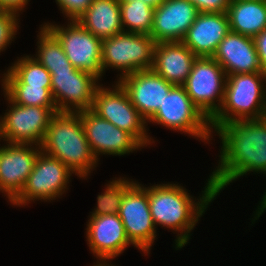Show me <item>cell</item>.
Here are the masks:
<instances>
[{
	"mask_svg": "<svg viewBox=\"0 0 266 266\" xmlns=\"http://www.w3.org/2000/svg\"><path fill=\"white\" fill-rule=\"evenodd\" d=\"M212 132L219 135L222 144L219 164L210 176L217 195L250 172L266 174V117L234 120Z\"/></svg>",
	"mask_w": 266,
	"mask_h": 266,
	"instance_id": "6da1fadb",
	"label": "cell"
},
{
	"mask_svg": "<svg viewBox=\"0 0 266 266\" xmlns=\"http://www.w3.org/2000/svg\"><path fill=\"white\" fill-rule=\"evenodd\" d=\"M207 181L202 196L197 198V202L185 187L178 185L179 183L144 187L148 193L149 209L155 227L159 225L164 229L175 231L176 234L180 233L175 239L176 250L189 243L191 231L206 212L208 205L216 199L217 194L210 175Z\"/></svg>",
	"mask_w": 266,
	"mask_h": 266,
	"instance_id": "7a4b0ae2",
	"label": "cell"
},
{
	"mask_svg": "<svg viewBox=\"0 0 266 266\" xmlns=\"http://www.w3.org/2000/svg\"><path fill=\"white\" fill-rule=\"evenodd\" d=\"M40 148L41 152L60 160L80 178L86 179L99 162L87 141L80 112H56Z\"/></svg>",
	"mask_w": 266,
	"mask_h": 266,
	"instance_id": "3957f363",
	"label": "cell"
},
{
	"mask_svg": "<svg viewBox=\"0 0 266 266\" xmlns=\"http://www.w3.org/2000/svg\"><path fill=\"white\" fill-rule=\"evenodd\" d=\"M264 117H266V75L262 72L228 75L223 104L210 119L211 130L234 120Z\"/></svg>",
	"mask_w": 266,
	"mask_h": 266,
	"instance_id": "277c9868",
	"label": "cell"
},
{
	"mask_svg": "<svg viewBox=\"0 0 266 266\" xmlns=\"http://www.w3.org/2000/svg\"><path fill=\"white\" fill-rule=\"evenodd\" d=\"M156 41L150 34L122 32L102 40V70L118 69L120 77L152 69Z\"/></svg>",
	"mask_w": 266,
	"mask_h": 266,
	"instance_id": "5b68a950",
	"label": "cell"
},
{
	"mask_svg": "<svg viewBox=\"0 0 266 266\" xmlns=\"http://www.w3.org/2000/svg\"><path fill=\"white\" fill-rule=\"evenodd\" d=\"M167 129L190 134L202 142L212 140L210 120L192 102L183 85H174L157 112L147 121ZM212 134V135H211Z\"/></svg>",
	"mask_w": 266,
	"mask_h": 266,
	"instance_id": "8992f818",
	"label": "cell"
},
{
	"mask_svg": "<svg viewBox=\"0 0 266 266\" xmlns=\"http://www.w3.org/2000/svg\"><path fill=\"white\" fill-rule=\"evenodd\" d=\"M112 88L100 85L96 89L90 110L132 135L143 147L154 143L153 138L147 135V121L131 103L126 91L117 81Z\"/></svg>",
	"mask_w": 266,
	"mask_h": 266,
	"instance_id": "52a82bcc",
	"label": "cell"
},
{
	"mask_svg": "<svg viewBox=\"0 0 266 266\" xmlns=\"http://www.w3.org/2000/svg\"><path fill=\"white\" fill-rule=\"evenodd\" d=\"M72 174L60 160L40 152L22 191L10 203L21 207L36 200H56L67 191Z\"/></svg>",
	"mask_w": 266,
	"mask_h": 266,
	"instance_id": "ba28073f",
	"label": "cell"
},
{
	"mask_svg": "<svg viewBox=\"0 0 266 266\" xmlns=\"http://www.w3.org/2000/svg\"><path fill=\"white\" fill-rule=\"evenodd\" d=\"M43 25L61 43L72 66L101 79L104 74L101 61L102 39L85 29L77 20L68 21L66 27L49 22Z\"/></svg>",
	"mask_w": 266,
	"mask_h": 266,
	"instance_id": "9c48e42d",
	"label": "cell"
},
{
	"mask_svg": "<svg viewBox=\"0 0 266 266\" xmlns=\"http://www.w3.org/2000/svg\"><path fill=\"white\" fill-rule=\"evenodd\" d=\"M226 77L213 57H197L183 85L192 102L209 120L223 104Z\"/></svg>",
	"mask_w": 266,
	"mask_h": 266,
	"instance_id": "30bf717a",
	"label": "cell"
},
{
	"mask_svg": "<svg viewBox=\"0 0 266 266\" xmlns=\"http://www.w3.org/2000/svg\"><path fill=\"white\" fill-rule=\"evenodd\" d=\"M4 96L9 109L0 117V140L40 146L57 108L19 105Z\"/></svg>",
	"mask_w": 266,
	"mask_h": 266,
	"instance_id": "8fae6325",
	"label": "cell"
},
{
	"mask_svg": "<svg viewBox=\"0 0 266 266\" xmlns=\"http://www.w3.org/2000/svg\"><path fill=\"white\" fill-rule=\"evenodd\" d=\"M118 215L130 243L148 256L157 237V229L149 209L147 190L138 181L125 192Z\"/></svg>",
	"mask_w": 266,
	"mask_h": 266,
	"instance_id": "7c38bea8",
	"label": "cell"
},
{
	"mask_svg": "<svg viewBox=\"0 0 266 266\" xmlns=\"http://www.w3.org/2000/svg\"><path fill=\"white\" fill-rule=\"evenodd\" d=\"M49 72L51 93L58 112L91 109L96 89L101 85L98 78L79 69Z\"/></svg>",
	"mask_w": 266,
	"mask_h": 266,
	"instance_id": "4fadbf2b",
	"label": "cell"
},
{
	"mask_svg": "<svg viewBox=\"0 0 266 266\" xmlns=\"http://www.w3.org/2000/svg\"><path fill=\"white\" fill-rule=\"evenodd\" d=\"M85 135L94 156H122L144 148L132 135L100 118L91 110L80 111Z\"/></svg>",
	"mask_w": 266,
	"mask_h": 266,
	"instance_id": "5bb4252c",
	"label": "cell"
},
{
	"mask_svg": "<svg viewBox=\"0 0 266 266\" xmlns=\"http://www.w3.org/2000/svg\"><path fill=\"white\" fill-rule=\"evenodd\" d=\"M6 144L0 146V191L11 202L22 191L41 148L34 144Z\"/></svg>",
	"mask_w": 266,
	"mask_h": 266,
	"instance_id": "9a60e30c",
	"label": "cell"
},
{
	"mask_svg": "<svg viewBox=\"0 0 266 266\" xmlns=\"http://www.w3.org/2000/svg\"><path fill=\"white\" fill-rule=\"evenodd\" d=\"M117 82L126 91L131 103L146 121L157 112L165 96L174 86L153 69L134 72Z\"/></svg>",
	"mask_w": 266,
	"mask_h": 266,
	"instance_id": "2e32d148",
	"label": "cell"
},
{
	"mask_svg": "<svg viewBox=\"0 0 266 266\" xmlns=\"http://www.w3.org/2000/svg\"><path fill=\"white\" fill-rule=\"evenodd\" d=\"M86 232L87 244L97 263H107L132 245L118 214L90 216Z\"/></svg>",
	"mask_w": 266,
	"mask_h": 266,
	"instance_id": "e0dca14e",
	"label": "cell"
},
{
	"mask_svg": "<svg viewBox=\"0 0 266 266\" xmlns=\"http://www.w3.org/2000/svg\"><path fill=\"white\" fill-rule=\"evenodd\" d=\"M199 13L189 0H164L154 8L150 36L156 43L183 41Z\"/></svg>",
	"mask_w": 266,
	"mask_h": 266,
	"instance_id": "ac0fdd59",
	"label": "cell"
},
{
	"mask_svg": "<svg viewBox=\"0 0 266 266\" xmlns=\"http://www.w3.org/2000/svg\"><path fill=\"white\" fill-rule=\"evenodd\" d=\"M229 32L227 12L199 13L182 42L197 57H213Z\"/></svg>",
	"mask_w": 266,
	"mask_h": 266,
	"instance_id": "d6986e66",
	"label": "cell"
},
{
	"mask_svg": "<svg viewBox=\"0 0 266 266\" xmlns=\"http://www.w3.org/2000/svg\"><path fill=\"white\" fill-rule=\"evenodd\" d=\"M213 58L226 76L262 72L253 38L239 33L230 31L219 43Z\"/></svg>",
	"mask_w": 266,
	"mask_h": 266,
	"instance_id": "ffe728a7",
	"label": "cell"
},
{
	"mask_svg": "<svg viewBox=\"0 0 266 266\" xmlns=\"http://www.w3.org/2000/svg\"><path fill=\"white\" fill-rule=\"evenodd\" d=\"M197 56L182 41L159 42L152 69L172 85H184Z\"/></svg>",
	"mask_w": 266,
	"mask_h": 266,
	"instance_id": "44dd1931",
	"label": "cell"
},
{
	"mask_svg": "<svg viewBox=\"0 0 266 266\" xmlns=\"http://www.w3.org/2000/svg\"><path fill=\"white\" fill-rule=\"evenodd\" d=\"M77 21L102 40L124 32L119 0H93Z\"/></svg>",
	"mask_w": 266,
	"mask_h": 266,
	"instance_id": "7402d4cb",
	"label": "cell"
},
{
	"mask_svg": "<svg viewBox=\"0 0 266 266\" xmlns=\"http://www.w3.org/2000/svg\"><path fill=\"white\" fill-rule=\"evenodd\" d=\"M227 15L230 31L254 38L266 28V1L231 0Z\"/></svg>",
	"mask_w": 266,
	"mask_h": 266,
	"instance_id": "603a6c76",
	"label": "cell"
},
{
	"mask_svg": "<svg viewBox=\"0 0 266 266\" xmlns=\"http://www.w3.org/2000/svg\"><path fill=\"white\" fill-rule=\"evenodd\" d=\"M1 84H29L51 87V73L40 64L34 55L18 58L3 74Z\"/></svg>",
	"mask_w": 266,
	"mask_h": 266,
	"instance_id": "cb8c5ba5",
	"label": "cell"
},
{
	"mask_svg": "<svg viewBox=\"0 0 266 266\" xmlns=\"http://www.w3.org/2000/svg\"><path fill=\"white\" fill-rule=\"evenodd\" d=\"M39 30L38 50L34 58L48 71L76 70L68 60L58 39L44 25H41Z\"/></svg>",
	"mask_w": 266,
	"mask_h": 266,
	"instance_id": "d4e9b609",
	"label": "cell"
},
{
	"mask_svg": "<svg viewBox=\"0 0 266 266\" xmlns=\"http://www.w3.org/2000/svg\"><path fill=\"white\" fill-rule=\"evenodd\" d=\"M153 13L154 8L141 0L120 2L123 31L128 33L151 34Z\"/></svg>",
	"mask_w": 266,
	"mask_h": 266,
	"instance_id": "484cf974",
	"label": "cell"
},
{
	"mask_svg": "<svg viewBox=\"0 0 266 266\" xmlns=\"http://www.w3.org/2000/svg\"><path fill=\"white\" fill-rule=\"evenodd\" d=\"M3 94L13 103L24 106L57 108L51 87L30 86L29 84H2Z\"/></svg>",
	"mask_w": 266,
	"mask_h": 266,
	"instance_id": "4316f807",
	"label": "cell"
},
{
	"mask_svg": "<svg viewBox=\"0 0 266 266\" xmlns=\"http://www.w3.org/2000/svg\"><path fill=\"white\" fill-rule=\"evenodd\" d=\"M109 181L106 188L97 195V206L90 216H101L107 214H118L125 192L136 182L128 178H115Z\"/></svg>",
	"mask_w": 266,
	"mask_h": 266,
	"instance_id": "83f0119b",
	"label": "cell"
},
{
	"mask_svg": "<svg viewBox=\"0 0 266 266\" xmlns=\"http://www.w3.org/2000/svg\"><path fill=\"white\" fill-rule=\"evenodd\" d=\"M19 15L13 12H5L0 17V53L9 46L17 35L19 29Z\"/></svg>",
	"mask_w": 266,
	"mask_h": 266,
	"instance_id": "f1b7e54d",
	"label": "cell"
},
{
	"mask_svg": "<svg viewBox=\"0 0 266 266\" xmlns=\"http://www.w3.org/2000/svg\"><path fill=\"white\" fill-rule=\"evenodd\" d=\"M55 2L66 18L74 21L86 11L93 0H55Z\"/></svg>",
	"mask_w": 266,
	"mask_h": 266,
	"instance_id": "f546056e",
	"label": "cell"
},
{
	"mask_svg": "<svg viewBox=\"0 0 266 266\" xmlns=\"http://www.w3.org/2000/svg\"><path fill=\"white\" fill-rule=\"evenodd\" d=\"M200 13L227 12L231 0H189Z\"/></svg>",
	"mask_w": 266,
	"mask_h": 266,
	"instance_id": "4dcf8cb0",
	"label": "cell"
},
{
	"mask_svg": "<svg viewBox=\"0 0 266 266\" xmlns=\"http://www.w3.org/2000/svg\"><path fill=\"white\" fill-rule=\"evenodd\" d=\"M253 40L259 57L262 73L266 75V28L257 34Z\"/></svg>",
	"mask_w": 266,
	"mask_h": 266,
	"instance_id": "1f68e13d",
	"label": "cell"
},
{
	"mask_svg": "<svg viewBox=\"0 0 266 266\" xmlns=\"http://www.w3.org/2000/svg\"><path fill=\"white\" fill-rule=\"evenodd\" d=\"M29 1L30 0H0V4L7 12L21 15L19 13L25 9L24 7H26Z\"/></svg>",
	"mask_w": 266,
	"mask_h": 266,
	"instance_id": "d6a6232c",
	"label": "cell"
},
{
	"mask_svg": "<svg viewBox=\"0 0 266 266\" xmlns=\"http://www.w3.org/2000/svg\"><path fill=\"white\" fill-rule=\"evenodd\" d=\"M266 175V174H265ZM260 206L258 205V209L256 210L254 219L252 220V223L255 222V220L259 219V217L262 215V213H264V211L266 210V192L264 193L261 201H260Z\"/></svg>",
	"mask_w": 266,
	"mask_h": 266,
	"instance_id": "836d02e7",
	"label": "cell"
},
{
	"mask_svg": "<svg viewBox=\"0 0 266 266\" xmlns=\"http://www.w3.org/2000/svg\"><path fill=\"white\" fill-rule=\"evenodd\" d=\"M132 0H119V2H127ZM153 8H157L164 0H141Z\"/></svg>",
	"mask_w": 266,
	"mask_h": 266,
	"instance_id": "e575fe53",
	"label": "cell"
},
{
	"mask_svg": "<svg viewBox=\"0 0 266 266\" xmlns=\"http://www.w3.org/2000/svg\"><path fill=\"white\" fill-rule=\"evenodd\" d=\"M93 266H110V264H109V263H97V262H96V264L93 265ZM111 266H114V265L111 264Z\"/></svg>",
	"mask_w": 266,
	"mask_h": 266,
	"instance_id": "d590c367",
	"label": "cell"
},
{
	"mask_svg": "<svg viewBox=\"0 0 266 266\" xmlns=\"http://www.w3.org/2000/svg\"><path fill=\"white\" fill-rule=\"evenodd\" d=\"M6 12V10L0 4V17Z\"/></svg>",
	"mask_w": 266,
	"mask_h": 266,
	"instance_id": "8d00e7d4",
	"label": "cell"
}]
</instances>
